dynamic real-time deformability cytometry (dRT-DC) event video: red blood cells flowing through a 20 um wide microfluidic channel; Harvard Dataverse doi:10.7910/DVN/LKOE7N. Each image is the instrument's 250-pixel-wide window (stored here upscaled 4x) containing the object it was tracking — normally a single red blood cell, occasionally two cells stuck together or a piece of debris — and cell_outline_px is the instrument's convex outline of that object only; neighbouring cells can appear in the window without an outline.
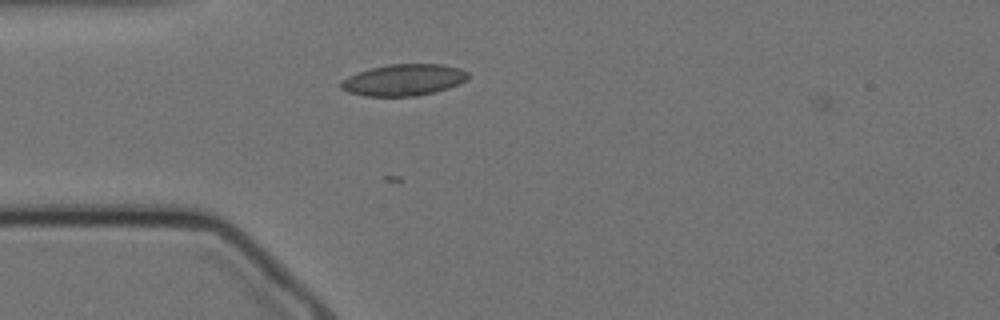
{"species": "Egyptian fruit bat (a non-hibernating species)", "species_latin": "Rousettus aegyptiacus", "temperature_condition": "cold", "stored_images_in_passage": 10, "camera_frame_rate_fps": 3000, "um_per_image_px": 0.085, "animal": {"sex": "female"}, "frame": {"image": 1, "passage_image": 9, "time_ms": 2.667, "image_size_px": [1000, 320], "cell_outline_px": [[468, 76], [464, 80], [448, 88], [436, 92], [416, 96], [364, 96], [348, 92], [340, 88], [340, 84], [348, 76], [372, 68], [388, 64], [440, 64], [460, 68], [468, 72]], "centroid_in_image_um": [34.3, 6.8], "position_along_channel_um": 50.7, "area_um2": 23.12}}